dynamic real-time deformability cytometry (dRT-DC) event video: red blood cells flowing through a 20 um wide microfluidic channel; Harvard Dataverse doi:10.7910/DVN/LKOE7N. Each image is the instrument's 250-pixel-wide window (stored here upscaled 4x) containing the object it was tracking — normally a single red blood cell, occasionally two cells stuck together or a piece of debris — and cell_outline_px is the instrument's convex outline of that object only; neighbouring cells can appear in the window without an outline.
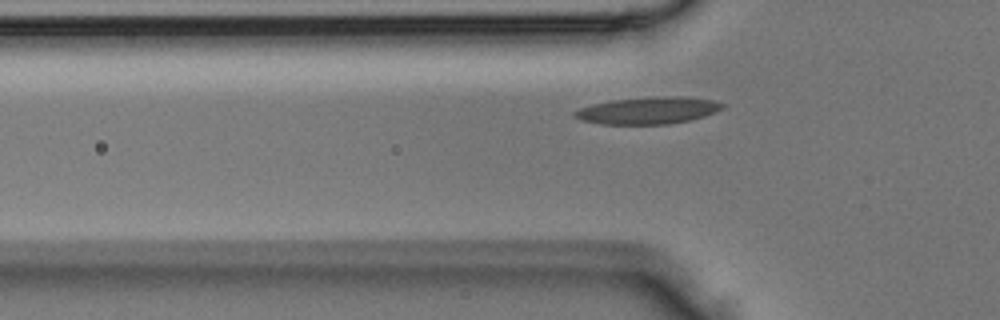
{"species": "Egyptian fruit bat (a non-hibernating species)", "species_latin": "Rousettus aegyptiacus", "temperature_condition": "room temperature", "stored_images_in_passage": 4, "camera_frame_rate_fps": 3000, "um_per_image_px": 0.085, "animal": {"sex": "male"}, "frame": {"image": 1, "passage_image": 4, "time_ms": 1.0, "image_size_px": [1000, 320], "cell_outline_px": [[724, 108], [704, 116], [692, 120], [668, 124], [600, 124], [580, 120], [572, 116], [572, 112], [580, 108], [592, 104], [612, 100], [656, 96], [684, 96], [712, 100], [724, 104]], "centroid_in_image_um": [55.06, 9.39], "position_along_channel_um": 70.7, "area_um2": 23.41}}